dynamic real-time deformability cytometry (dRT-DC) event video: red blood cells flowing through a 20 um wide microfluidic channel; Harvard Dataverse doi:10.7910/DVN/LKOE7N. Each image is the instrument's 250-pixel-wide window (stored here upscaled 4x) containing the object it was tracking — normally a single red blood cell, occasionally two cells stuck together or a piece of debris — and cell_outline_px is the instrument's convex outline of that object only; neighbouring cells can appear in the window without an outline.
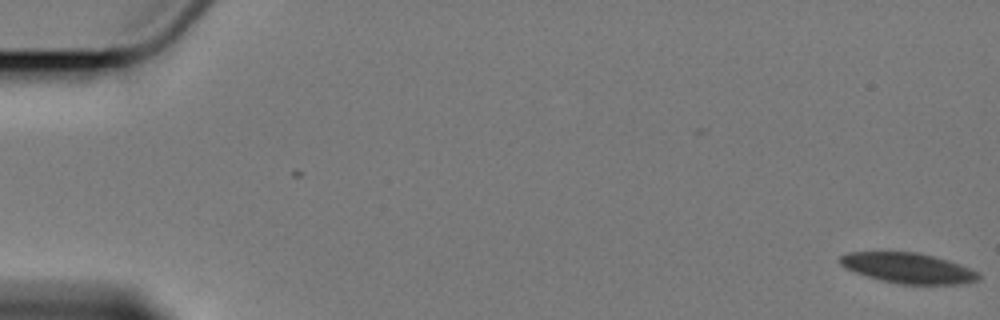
{"species": "Egyptian fruit bat (a non-hibernating species)", "species_latin": "Rousettus aegyptiacus", "temperature_condition": "cold", "stored_images_in_passage": 6, "camera_frame_rate_fps": 3000, "um_per_image_px": 0.085, "animal": {"sex": "female"}, "frame": {"image": 1, "passage_image": 1, "time_ms": 0.0, "image_size_px": [1000, 320], "cell_outline_px": [[980, 276], [976, 280], [960, 284], [900, 284], [880, 280], [856, 272], [840, 264], [840, 256], [848, 252], [916, 252], [948, 260], [960, 264], [980, 272]], "centroid_in_image_um": [77.21, 22.78], "position_along_channel_um": 7.8, "area_um2": 24.22}}
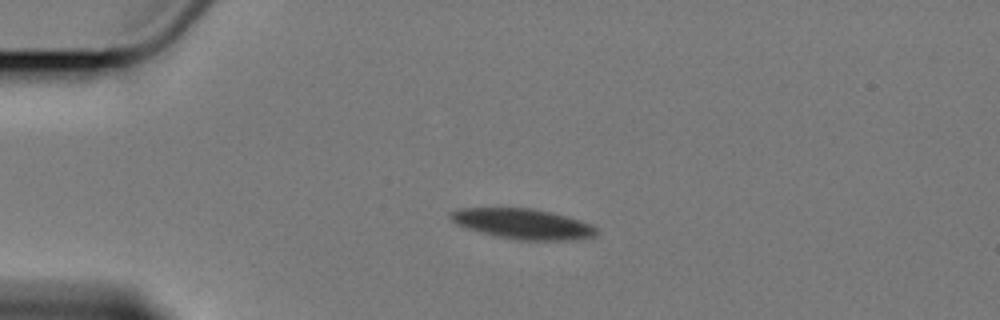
{"frame": {"image": 2, "passage_image": 5, "time_ms": 4.667, "image_size_px": [1000, 320], "cell_outline_px": [[596, 236], [572, 240], [520, 240], [492, 236], [456, 224], [448, 216], [452, 212], [460, 208], [532, 208], [552, 212], [568, 216], [592, 224], [596, 228]], "centroid_in_image_um": [44.46, 19.03], "position_along_channel_um": 40.5, "area_um2": 25.84}}